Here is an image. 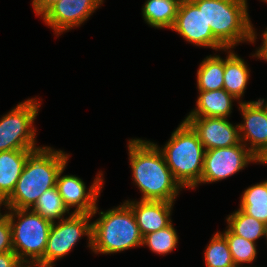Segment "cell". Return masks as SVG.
Segmentation results:
<instances>
[{"label":"cell","mask_w":267,"mask_h":267,"mask_svg":"<svg viewBox=\"0 0 267 267\" xmlns=\"http://www.w3.org/2000/svg\"><path fill=\"white\" fill-rule=\"evenodd\" d=\"M232 49H225L223 89L233 95L239 102H243L244 93L250 79V68L243 58Z\"/></svg>","instance_id":"obj_17"},{"label":"cell","mask_w":267,"mask_h":267,"mask_svg":"<svg viewBox=\"0 0 267 267\" xmlns=\"http://www.w3.org/2000/svg\"><path fill=\"white\" fill-rule=\"evenodd\" d=\"M23 264L13 251L0 254V267H21Z\"/></svg>","instance_id":"obj_28"},{"label":"cell","mask_w":267,"mask_h":267,"mask_svg":"<svg viewBox=\"0 0 267 267\" xmlns=\"http://www.w3.org/2000/svg\"><path fill=\"white\" fill-rule=\"evenodd\" d=\"M21 267H30V266H28V265H26V264H23Z\"/></svg>","instance_id":"obj_34"},{"label":"cell","mask_w":267,"mask_h":267,"mask_svg":"<svg viewBox=\"0 0 267 267\" xmlns=\"http://www.w3.org/2000/svg\"><path fill=\"white\" fill-rule=\"evenodd\" d=\"M12 229L13 252L30 267H44L52 222L31 209H6Z\"/></svg>","instance_id":"obj_6"},{"label":"cell","mask_w":267,"mask_h":267,"mask_svg":"<svg viewBox=\"0 0 267 267\" xmlns=\"http://www.w3.org/2000/svg\"><path fill=\"white\" fill-rule=\"evenodd\" d=\"M41 102L40 97L28 98L0 118V152L40 147L34 122Z\"/></svg>","instance_id":"obj_7"},{"label":"cell","mask_w":267,"mask_h":267,"mask_svg":"<svg viewBox=\"0 0 267 267\" xmlns=\"http://www.w3.org/2000/svg\"><path fill=\"white\" fill-rule=\"evenodd\" d=\"M184 120L197 133L205 150L226 148L241 143L238 123L233 125L228 118L185 117Z\"/></svg>","instance_id":"obj_14"},{"label":"cell","mask_w":267,"mask_h":267,"mask_svg":"<svg viewBox=\"0 0 267 267\" xmlns=\"http://www.w3.org/2000/svg\"><path fill=\"white\" fill-rule=\"evenodd\" d=\"M197 90L211 91L223 89L224 58L218 55H209L199 64L197 70Z\"/></svg>","instance_id":"obj_20"},{"label":"cell","mask_w":267,"mask_h":267,"mask_svg":"<svg viewBox=\"0 0 267 267\" xmlns=\"http://www.w3.org/2000/svg\"><path fill=\"white\" fill-rule=\"evenodd\" d=\"M227 227L238 236L257 243L258 239L267 240L265 223L245 214L240 208L226 217Z\"/></svg>","instance_id":"obj_21"},{"label":"cell","mask_w":267,"mask_h":267,"mask_svg":"<svg viewBox=\"0 0 267 267\" xmlns=\"http://www.w3.org/2000/svg\"><path fill=\"white\" fill-rule=\"evenodd\" d=\"M196 107L186 117H221L229 118L233 110V102L238 101L225 89L199 91Z\"/></svg>","instance_id":"obj_16"},{"label":"cell","mask_w":267,"mask_h":267,"mask_svg":"<svg viewBox=\"0 0 267 267\" xmlns=\"http://www.w3.org/2000/svg\"><path fill=\"white\" fill-rule=\"evenodd\" d=\"M267 189V180L262 181Z\"/></svg>","instance_id":"obj_33"},{"label":"cell","mask_w":267,"mask_h":267,"mask_svg":"<svg viewBox=\"0 0 267 267\" xmlns=\"http://www.w3.org/2000/svg\"><path fill=\"white\" fill-rule=\"evenodd\" d=\"M127 145L132 180L141 192L140 200L175 203L182 187L174 179L158 144L132 138Z\"/></svg>","instance_id":"obj_1"},{"label":"cell","mask_w":267,"mask_h":267,"mask_svg":"<svg viewBox=\"0 0 267 267\" xmlns=\"http://www.w3.org/2000/svg\"><path fill=\"white\" fill-rule=\"evenodd\" d=\"M170 30L178 33L193 46L212 48L216 52L226 49L214 37L210 25H207L204 6H197L192 0L180 2L175 22Z\"/></svg>","instance_id":"obj_10"},{"label":"cell","mask_w":267,"mask_h":267,"mask_svg":"<svg viewBox=\"0 0 267 267\" xmlns=\"http://www.w3.org/2000/svg\"><path fill=\"white\" fill-rule=\"evenodd\" d=\"M180 0H146L142 6V16L151 28L173 27Z\"/></svg>","instance_id":"obj_19"},{"label":"cell","mask_w":267,"mask_h":267,"mask_svg":"<svg viewBox=\"0 0 267 267\" xmlns=\"http://www.w3.org/2000/svg\"><path fill=\"white\" fill-rule=\"evenodd\" d=\"M204 251V261L206 267H236L226 238L216 232L212 235Z\"/></svg>","instance_id":"obj_25"},{"label":"cell","mask_w":267,"mask_h":267,"mask_svg":"<svg viewBox=\"0 0 267 267\" xmlns=\"http://www.w3.org/2000/svg\"><path fill=\"white\" fill-rule=\"evenodd\" d=\"M132 209L141 235L166 228L172 223V210L175 203L167 201L125 200Z\"/></svg>","instance_id":"obj_15"},{"label":"cell","mask_w":267,"mask_h":267,"mask_svg":"<svg viewBox=\"0 0 267 267\" xmlns=\"http://www.w3.org/2000/svg\"><path fill=\"white\" fill-rule=\"evenodd\" d=\"M258 164H266L267 165V153L265 156L258 162Z\"/></svg>","instance_id":"obj_32"},{"label":"cell","mask_w":267,"mask_h":267,"mask_svg":"<svg viewBox=\"0 0 267 267\" xmlns=\"http://www.w3.org/2000/svg\"><path fill=\"white\" fill-rule=\"evenodd\" d=\"M178 240L177 230L171 223L164 229L145 235L142 246H147L151 252L164 256L177 248Z\"/></svg>","instance_id":"obj_26"},{"label":"cell","mask_w":267,"mask_h":267,"mask_svg":"<svg viewBox=\"0 0 267 267\" xmlns=\"http://www.w3.org/2000/svg\"><path fill=\"white\" fill-rule=\"evenodd\" d=\"M102 4V0H59L41 16V19L58 37L70 29L81 26Z\"/></svg>","instance_id":"obj_13"},{"label":"cell","mask_w":267,"mask_h":267,"mask_svg":"<svg viewBox=\"0 0 267 267\" xmlns=\"http://www.w3.org/2000/svg\"><path fill=\"white\" fill-rule=\"evenodd\" d=\"M239 208L245 214L267 222V189L263 182L251 185L242 192Z\"/></svg>","instance_id":"obj_22"},{"label":"cell","mask_w":267,"mask_h":267,"mask_svg":"<svg viewBox=\"0 0 267 267\" xmlns=\"http://www.w3.org/2000/svg\"><path fill=\"white\" fill-rule=\"evenodd\" d=\"M243 121L238 124L241 142L261 160L267 153V101H243L238 104Z\"/></svg>","instance_id":"obj_11"},{"label":"cell","mask_w":267,"mask_h":267,"mask_svg":"<svg viewBox=\"0 0 267 267\" xmlns=\"http://www.w3.org/2000/svg\"><path fill=\"white\" fill-rule=\"evenodd\" d=\"M97 206L92 212L99 218L92 222V246L94 254H115L140 247L143 236L140 233L135 215L130 206L123 204L106 211L98 212Z\"/></svg>","instance_id":"obj_3"},{"label":"cell","mask_w":267,"mask_h":267,"mask_svg":"<svg viewBox=\"0 0 267 267\" xmlns=\"http://www.w3.org/2000/svg\"><path fill=\"white\" fill-rule=\"evenodd\" d=\"M65 166L58 174L56 186L64 204L69 210L75 208L72 213L92 214L97 207L98 198L104 185L103 171H99L89 188L83 179L76 175H62ZM88 189V190H87ZM97 203V204H96Z\"/></svg>","instance_id":"obj_12"},{"label":"cell","mask_w":267,"mask_h":267,"mask_svg":"<svg viewBox=\"0 0 267 267\" xmlns=\"http://www.w3.org/2000/svg\"><path fill=\"white\" fill-rule=\"evenodd\" d=\"M262 43L258 48H256V51L254 54H252V58L255 57L260 60H264L267 62V28L264 32L261 34Z\"/></svg>","instance_id":"obj_30"},{"label":"cell","mask_w":267,"mask_h":267,"mask_svg":"<svg viewBox=\"0 0 267 267\" xmlns=\"http://www.w3.org/2000/svg\"><path fill=\"white\" fill-rule=\"evenodd\" d=\"M260 160L241 142L240 144L205 151L201 184L219 182L244 170Z\"/></svg>","instance_id":"obj_9"},{"label":"cell","mask_w":267,"mask_h":267,"mask_svg":"<svg viewBox=\"0 0 267 267\" xmlns=\"http://www.w3.org/2000/svg\"><path fill=\"white\" fill-rule=\"evenodd\" d=\"M69 158L70 154L49 146L33 149L4 208L31 209L46 190L56 186L58 174Z\"/></svg>","instance_id":"obj_2"},{"label":"cell","mask_w":267,"mask_h":267,"mask_svg":"<svg viewBox=\"0 0 267 267\" xmlns=\"http://www.w3.org/2000/svg\"><path fill=\"white\" fill-rule=\"evenodd\" d=\"M204 6V18L214 37L226 48L257 41V32L248 14L247 0H192Z\"/></svg>","instance_id":"obj_4"},{"label":"cell","mask_w":267,"mask_h":267,"mask_svg":"<svg viewBox=\"0 0 267 267\" xmlns=\"http://www.w3.org/2000/svg\"><path fill=\"white\" fill-rule=\"evenodd\" d=\"M59 0H32V8L37 16H42L50 7Z\"/></svg>","instance_id":"obj_29"},{"label":"cell","mask_w":267,"mask_h":267,"mask_svg":"<svg viewBox=\"0 0 267 267\" xmlns=\"http://www.w3.org/2000/svg\"><path fill=\"white\" fill-rule=\"evenodd\" d=\"M33 149L0 152V197L6 200L14 191L28 154Z\"/></svg>","instance_id":"obj_18"},{"label":"cell","mask_w":267,"mask_h":267,"mask_svg":"<svg viewBox=\"0 0 267 267\" xmlns=\"http://www.w3.org/2000/svg\"><path fill=\"white\" fill-rule=\"evenodd\" d=\"M220 233L226 238L235 266L252 267L250 263L252 264L257 258V244L235 235L227 226L225 231Z\"/></svg>","instance_id":"obj_24"},{"label":"cell","mask_w":267,"mask_h":267,"mask_svg":"<svg viewBox=\"0 0 267 267\" xmlns=\"http://www.w3.org/2000/svg\"><path fill=\"white\" fill-rule=\"evenodd\" d=\"M166 164L174 179L184 189H196L201 184L205 148L197 133L183 120L162 147Z\"/></svg>","instance_id":"obj_5"},{"label":"cell","mask_w":267,"mask_h":267,"mask_svg":"<svg viewBox=\"0 0 267 267\" xmlns=\"http://www.w3.org/2000/svg\"><path fill=\"white\" fill-rule=\"evenodd\" d=\"M3 205L5 206V200L2 197H0V211H1V206ZM4 215L5 213L0 212V218H2Z\"/></svg>","instance_id":"obj_31"},{"label":"cell","mask_w":267,"mask_h":267,"mask_svg":"<svg viewBox=\"0 0 267 267\" xmlns=\"http://www.w3.org/2000/svg\"><path fill=\"white\" fill-rule=\"evenodd\" d=\"M13 251L12 229L8 216L0 218V254Z\"/></svg>","instance_id":"obj_27"},{"label":"cell","mask_w":267,"mask_h":267,"mask_svg":"<svg viewBox=\"0 0 267 267\" xmlns=\"http://www.w3.org/2000/svg\"><path fill=\"white\" fill-rule=\"evenodd\" d=\"M91 218H93L91 214L72 213L64 219L52 223L44 253V267H54L56 260L68 255L83 236L87 237V247L91 249Z\"/></svg>","instance_id":"obj_8"},{"label":"cell","mask_w":267,"mask_h":267,"mask_svg":"<svg viewBox=\"0 0 267 267\" xmlns=\"http://www.w3.org/2000/svg\"><path fill=\"white\" fill-rule=\"evenodd\" d=\"M31 210L52 223L64 219L67 214H72L64 204L57 186L46 190L36 201Z\"/></svg>","instance_id":"obj_23"}]
</instances>
